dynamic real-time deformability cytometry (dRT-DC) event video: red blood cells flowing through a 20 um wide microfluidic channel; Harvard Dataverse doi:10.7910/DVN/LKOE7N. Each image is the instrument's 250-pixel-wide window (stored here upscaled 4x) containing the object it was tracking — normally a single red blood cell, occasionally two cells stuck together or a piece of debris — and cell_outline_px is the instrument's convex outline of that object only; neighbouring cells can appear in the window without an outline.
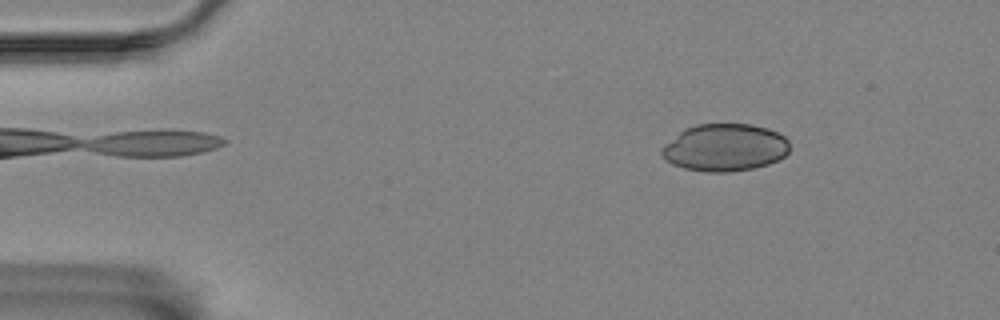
{"species": "Egyptian fruit bat (a non-hibernating species)", "species_latin": "Rousettus aegyptiacus", "temperature_condition": "room temperature", "stored_images_in_passage": 17, "camera_frame_rate_fps": 3000, "um_per_image_px": 0.085, "animal": {"sex": "female"}, "frame": {"image": 1, "passage_image": 7, "time_ms": 2.0, "image_size_px": [1000, 320], "cell_outline_px": [[788, 152], [784, 156], [768, 164], [752, 168], [728, 172], [708, 172], [684, 168], [672, 164], [660, 152], [660, 148], [664, 144], [684, 128], [696, 124], [752, 124], [768, 128], [784, 136], [788, 140]], "centroid_in_image_um": [61.59, 12.53], "position_along_channel_um": 23.4, "area_um2": 35.26}}